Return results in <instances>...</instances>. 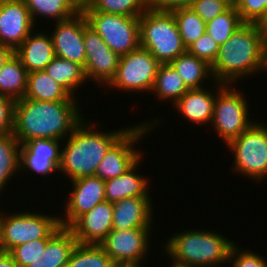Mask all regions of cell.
Here are the masks:
<instances>
[{"mask_svg":"<svg viewBox=\"0 0 267 267\" xmlns=\"http://www.w3.org/2000/svg\"><path fill=\"white\" fill-rule=\"evenodd\" d=\"M79 108L77 101L21 98L15 102L13 135L20 145L32 139L63 141L85 119Z\"/></svg>","mask_w":267,"mask_h":267,"instance_id":"6da1fadb","label":"cell"},{"mask_svg":"<svg viewBox=\"0 0 267 267\" xmlns=\"http://www.w3.org/2000/svg\"><path fill=\"white\" fill-rule=\"evenodd\" d=\"M214 81L235 85L243 78L267 71V48L260 28L243 23L219 48L211 66Z\"/></svg>","mask_w":267,"mask_h":267,"instance_id":"7a4b0ae2","label":"cell"},{"mask_svg":"<svg viewBox=\"0 0 267 267\" xmlns=\"http://www.w3.org/2000/svg\"><path fill=\"white\" fill-rule=\"evenodd\" d=\"M91 119H83L62 142L59 174L74 179L94 176L109 147L129 128L104 132ZM94 125V126H93ZM96 128V129H95ZM95 129V130H94ZM61 172V173H60ZM66 174V175H65Z\"/></svg>","mask_w":267,"mask_h":267,"instance_id":"3957f363","label":"cell"},{"mask_svg":"<svg viewBox=\"0 0 267 267\" xmlns=\"http://www.w3.org/2000/svg\"><path fill=\"white\" fill-rule=\"evenodd\" d=\"M162 246L171 261L190 267H220L229 264L235 244L223 234L210 230H183L167 239Z\"/></svg>","mask_w":267,"mask_h":267,"instance_id":"277c9868","label":"cell"},{"mask_svg":"<svg viewBox=\"0 0 267 267\" xmlns=\"http://www.w3.org/2000/svg\"><path fill=\"white\" fill-rule=\"evenodd\" d=\"M140 47L161 64L171 63L187 51L172 12L152 8L139 17Z\"/></svg>","mask_w":267,"mask_h":267,"instance_id":"5b68a950","label":"cell"},{"mask_svg":"<svg viewBox=\"0 0 267 267\" xmlns=\"http://www.w3.org/2000/svg\"><path fill=\"white\" fill-rule=\"evenodd\" d=\"M33 212L0 211V251L9 252L28 241L51 239L62 228L59 216Z\"/></svg>","mask_w":267,"mask_h":267,"instance_id":"8992f818","label":"cell"},{"mask_svg":"<svg viewBox=\"0 0 267 267\" xmlns=\"http://www.w3.org/2000/svg\"><path fill=\"white\" fill-rule=\"evenodd\" d=\"M258 122L255 121L227 147L234 154L231 170L260 184L267 178V125Z\"/></svg>","mask_w":267,"mask_h":267,"instance_id":"52a82bcc","label":"cell"},{"mask_svg":"<svg viewBox=\"0 0 267 267\" xmlns=\"http://www.w3.org/2000/svg\"><path fill=\"white\" fill-rule=\"evenodd\" d=\"M235 89V85L226 84L216 94L210 124L226 145L255 122L250 120L247 96Z\"/></svg>","mask_w":267,"mask_h":267,"instance_id":"ba28073f","label":"cell"},{"mask_svg":"<svg viewBox=\"0 0 267 267\" xmlns=\"http://www.w3.org/2000/svg\"><path fill=\"white\" fill-rule=\"evenodd\" d=\"M160 121L161 118H154L148 122H140L134 127L133 125L130 126L106 151L105 157L98 165L94 176L107 181L124 174L143 157L144 153L140 149H136L135 145H138V142L146 134L160 125Z\"/></svg>","mask_w":267,"mask_h":267,"instance_id":"9c48e42d","label":"cell"},{"mask_svg":"<svg viewBox=\"0 0 267 267\" xmlns=\"http://www.w3.org/2000/svg\"><path fill=\"white\" fill-rule=\"evenodd\" d=\"M91 26L119 56L140 47L139 17L102 12H83Z\"/></svg>","mask_w":267,"mask_h":267,"instance_id":"30bf717a","label":"cell"},{"mask_svg":"<svg viewBox=\"0 0 267 267\" xmlns=\"http://www.w3.org/2000/svg\"><path fill=\"white\" fill-rule=\"evenodd\" d=\"M160 62L146 49L120 56L115 77L106 86L122 92H150L153 89Z\"/></svg>","mask_w":267,"mask_h":267,"instance_id":"8fae6325","label":"cell"},{"mask_svg":"<svg viewBox=\"0 0 267 267\" xmlns=\"http://www.w3.org/2000/svg\"><path fill=\"white\" fill-rule=\"evenodd\" d=\"M151 231L152 228L112 229L100 245L118 267H143L150 254Z\"/></svg>","mask_w":267,"mask_h":267,"instance_id":"7c38bea8","label":"cell"},{"mask_svg":"<svg viewBox=\"0 0 267 267\" xmlns=\"http://www.w3.org/2000/svg\"><path fill=\"white\" fill-rule=\"evenodd\" d=\"M83 40L86 53L84 65L86 79L87 81L91 79L104 88L115 77L120 56L109 48L88 23L83 27Z\"/></svg>","mask_w":267,"mask_h":267,"instance_id":"4fadbf2b","label":"cell"},{"mask_svg":"<svg viewBox=\"0 0 267 267\" xmlns=\"http://www.w3.org/2000/svg\"><path fill=\"white\" fill-rule=\"evenodd\" d=\"M72 189L65 204L64 217L59 216L62 227L69 228L81 215L89 212L98 203L106 201L105 181L96 176L82 177L70 181Z\"/></svg>","mask_w":267,"mask_h":267,"instance_id":"5bb4252c","label":"cell"},{"mask_svg":"<svg viewBox=\"0 0 267 267\" xmlns=\"http://www.w3.org/2000/svg\"><path fill=\"white\" fill-rule=\"evenodd\" d=\"M50 34L55 55L81 65H85V45L83 27L88 23L85 14L79 11L73 17L55 22Z\"/></svg>","mask_w":267,"mask_h":267,"instance_id":"9a60e30c","label":"cell"},{"mask_svg":"<svg viewBox=\"0 0 267 267\" xmlns=\"http://www.w3.org/2000/svg\"><path fill=\"white\" fill-rule=\"evenodd\" d=\"M28 8L23 0H0V44L14 51L34 30Z\"/></svg>","mask_w":267,"mask_h":267,"instance_id":"2e32d148","label":"cell"},{"mask_svg":"<svg viewBox=\"0 0 267 267\" xmlns=\"http://www.w3.org/2000/svg\"><path fill=\"white\" fill-rule=\"evenodd\" d=\"M112 220V203L103 201L81 215L69 229L78 243L100 245L113 229Z\"/></svg>","mask_w":267,"mask_h":267,"instance_id":"e0dca14e","label":"cell"},{"mask_svg":"<svg viewBox=\"0 0 267 267\" xmlns=\"http://www.w3.org/2000/svg\"><path fill=\"white\" fill-rule=\"evenodd\" d=\"M216 85L217 92L208 87L200 89H189L174 105L175 110L187 119L190 123L204 125L211 124L213 118V109L215 97L226 84L220 82H213Z\"/></svg>","mask_w":267,"mask_h":267,"instance_id":"ac0fdd59","label":"cell"},{"mask_svg":"<svg viewBox=\"0 0 267 267\" xmlns=\"http://www.w3.org/2000/svg\"><path fill=\"white\" fill-rule=\"evenodd\" d=\"M151 196L125 198L112 203L113 229L153 228V205Z\"/></svg>","mask_w":267,"mask_h":267,"instance_id":"d6986e66","label":"cell"},{"mask_svg":"<svg viewBox=\"0 0 267 267\" xmlns=\"http://www.w3.org/2000/svg\"><path fill=\"white\" fill-rule=\"evenodd\" d=\"M32 31L14 51L28 73L43 71L56 57L51 36Z\"/></svg>","mask_w":267,"mask_h":267,"instance_id":"ffe728a7","label":"cell"},{"mask_svg":"<svg viewBox=\"0 0 267 267\" xmlns=\"http://www.w3.org/2000/svg\"><path fill=\"white\" fill-rule=\"evenodd\" d=\"M142 157L124 174L105 181L106 201L115 203L125 198L150 196V178L140 176L137 168L142 162Z\"/></svg>","mask_w":267,"mask_h":267,"instance_id":"44dd1931","label":"cell"},{"mask_svg":"<svg viewBox=\"0 0 267 267\" xmlns=\"http://www.w3.org/2000/svg\"><path fill=\"white\" fill-rule=\"evenodd\" d=\"M78 241L69 228L62 227L41 253L26 267H66Z\"/></svg>","mask_w":267,"mask_h":267,"instance_id":"7402d4cb","label":"cell"},{"mask_svg":"<svg viewBox=\"0 0 267 267\" xmlns=\"http://www.w3.org/2000/svg\"><path fill=\"white\" fill-rule=\"evenodd\" d=\"M24 98L51 102L78 101L44 70L28 73Z\"/></svg>","mask_w":267,"mask_h":267,"instance_id":"603a6c76","label":"cell"},{"mask_svg":"<svg viewBox=\"0 0 267 267\" xmlns=\"http://www.w3.org/2000/svg\"><path fill=\"white\" fill-rule=\"evenodd\" d=\"M183 79L188 89H200L205 87L203 82L207 79L213 80L211 65L197 58L188 51L179 55L170 63Z\"/></svg>","mask_w":267,"mask_h":267,"instance_id":"cb8c5ba5","label":"cell"},{"mask_svg":"<svg viewBox=\"0 0 267 267\" xmlns=\"http://www.w3.org/2000/svg\"><path fill=\"white\" fill-rule=\"evenodd\" d=\"M44 71L62 86L73 98H77V89L88 83L84 68L70 60L55 57ZM75 94V95H74Z\"/></svg>","mask_w":267,"mask_h":267,"instance_id":"d4e9b609","label":"cell"},{"mask_svg":"<svg viewBox=\"0 0 267 267\" xmlns=\"http://www.w3.org/2000/svg\"><path fill=\"white\" fill-rule=\"evenodd\" d=\"M28 72L20 59L13 54L0 70V95L15 101L24 98Z\"/></svg>","mask_w":267,"mask_h":267,"instance_id":"484cf974","label":"cell"},{"mask_svg":"<svg viewBox=\"0 0 267 267\" xmlns=\"http://www.w3.org/2000/svg\"><path fill=\"white\" fill-rule=\"evenodd\" d=\"M188 90L183 79L170 63L160 64L151 91L159 101L171 100L174 105Z\"/></svg>","mask_w":267,"mask_h":267,"instance_id":"4316f807","label":"cell"},{"mask_svg":"<svg viewBox=\"0 0 267 267\" xmlns=\"http://www.w3.org/2000/svg\"><path fill=\"white\" fill-rule=\"evenodd\" d=\"M31 19L36 25L37 17L55 19L56 22L69 19L81 11L72 0H23Z\"/></svg>","mask_w":267,"mask_h":267,"instance_id":"83f0119b","label":"cell"},{"mask_svg":"<svg viewBox=\"0 0 267 267\" xmlns=\"http://www.w3.org/2000/svg\"><path fill=\"white\" fill-rule=\"evenodd\" d=\"M19 164L20 144L13 133L0 135V197L8 181L20 173Z\"/></svg>","mask_w":267,"mask_h":267,"instance_id":"f1b7e54d","label":"cell"},{"mask_svg":"<svg viewBox=\"0 0 267 267\" xmlns=\"http://www.w3.org/2000/svg\"><path fill=\"white\" fill-rule=\"evenodd\" d=\"M151 8V0H92L82 12H102L140 17Z\"/></svg>","mask_w":267,"mask_h":267,"instance_id":"f546056e","label":"cell"},{"mask_svg":"<svg viewBox=\"0 0 267 267\" xmlns=\"http://www.w3.org/2000/svg\"><path fill=\"white\" fill-rule=\"evenodd\" d=\"M66 267H118L101 245L78 243Z\"/></svg>","mask_w":267,"mask_h":267,"instance_id":"4dcf8cb0","label":"cell"},{"mask_svg":"<svg viewBox=\"0 0 267 267\" xmlns=\"http://www.w3.org/2000/svg\"><path fill=\"white\" fill-rule=\"evenodd\" d=\"M179 34L186 48L206 31V22L190 7L172 11Z\"/></svg>","mask_w":267,"mask_h":267,"instance_id":"1f68e13d","label":"cell"},{"mask_svg":"<svg viewBox=\"0 0 267 267\" xmlns=\"http://www.w3.org/2000/svg\"><path fill=\"white\" fill-rule=\"evenodd\" d=\"M243 22L234 4L206 23V31L219 45L224 44Z\"/></svg>","mask_w":267,"mask_h":267,"instance_id":"d6a6232c","label":"cell"},{"mask_svg":"<svg viewBox=\"0 0 267 267\" xmlns=\"http://www.w3.org/2000/svg\"><path fill=\"white\" fill-rule=\"evenodd\" d=\"M20 173L30 171L40 174L41 176H51L55 174L56 171L59 172V168L49 159L34 157V155L23 145H20V164H19ZM54 172V173H53Z\"/></svg>","mask_w":267,"mask_h":267,"instance_id":"836d02e7","label":"cell"},{"mask_svg":"<svg viewBox=\"0 0 267 267\" xmlns=\"http://www.w3.org/2000/svg\"><path fill=\"white\" fill-rule=\"evenodd\" d=\"M61 140L56 139H32L23 145L34 155V157L47 158L58 168L61 165L62 147Z\"/></svg>","mask_w":267,"mask_h":267,"instance_id":"e575fe53","label":"cell"},{"mask_svg":"<svg viewBox=\"0 0 267 267\" xmlns=\"http://www.w3.org/2000/svg\"><path fill=\"white\" fill-rule=\"evenodd\" d=\"M49 240L50 239H37L28 241L12 248L9 253L18 267H26L32 263L41 251H44Z\"/></svg>","mask_w":267,"mask_h":267,"instance_id":"d590c367","label":"cell"},{"mask_svg":"<svg viewBox=\"0 0 267 267\" xmlns=\"http://www.w3.org/2000/svg\"><path fill=\"white\" fill-rule=\"evenodd\" d=\"M233 4L243 23L258 24L267 12V0H236Z\"/></svg>","mask_w":267,"mask_h":267,"instance_id":"8d00e7d4","label":"cell"},{"mask_svg":"<svg viewBox=\"0 0 267 267\" xmlns=\"http://www.w3.org/2000/svg\"><path fill=\"white\" fill-rule=\"evenodd\" d=\"M219 48L220 45L205 32L187 48V51L212 66L218 57Z\"/></svg>","mask_w":267,"mask_h":267,"instance_id":"74e56055","label":"cell"},{"mask_svg":"<svg viewBox=\"0 0 267 267\" xmlns=\"http://www.w3.org/2000/svg\"><path fill=\"white\" fill-rule=\"evenodd\" d=\"M232 4L230 0H195L190 8L207 23L225 12Z\"/></svg>","mask_w":267,"mask_h":267,"instance_id":"f35d334b","label":"cell"},{"mask_svg":"<svg viewBox=\"0 0 267 267\" xmlns=\"http://www.w3.org/2000/svg\"><path fill=\"white\" fill-rule=\"evenodd\" d=\"M229 263H232L233 267H267V260L260 253L258 255L254 250L251 251L246 248L242 250L241 247L236 246V243L231 249Z\"/></svg>","mask_w":267,"mask_h":267,"instance_id":"ab89813d","label":"cell"},{"mask_svg":"<svg viewBox=\"0 0 267 267\" xmlns=\"http://www.w3.org/2000/svg\"><path fill=\"white\" fill-rule=\"evenodd\" d=\"M15 102L0 95V135L13 133Z\"/></svg>","mask_w":267,"mask_h":267,"instance_id":"60d3db41","label":"cell"},{"mask_svg":"<svg viewBox=\"0 0 267 267\" xmlns=\"http://www.w3.org/2000/svg\"><path fill=\"white\" fill-rule=\"evenodd\" d=\"M195 0H151V8L156 11L172 12L179 8L190 7Z\"/></svg>","mask_w":267,"mask_h":267,"instance_id":"b9f144b4","label":"cell"},{"mask_svg":"<svg viewBox=\"0 0 267 267\" xmlns=\"http://www.w3.org/2000/svg\"><path fill=\"white\" fill-rule=\"evenodd\" d=\"M13 54L14 50L12 48L0 44V70Z\"/></svg>","mask_w":267,"mask_h":267,"instance_id":"7bdbcfd3","label":"cell"},{"mask_svg":"<svg viewBox=\"0 0 267 267\" xmlns=\"http://www.w3.org/2000/svg\"><path fill=\"white\" fill-rule=\"evenodd\" d=\"M0 267H18L9 252L0 251Z\"/></svg>","mask_w":267,"mask_h":267,"instance_id":"ee69618b","label":"cell"},{"mask_svg":"<svg viewBox=\"0 0 267 267\" xmlns=\"http://www.w3.org/2000/svg\"><path fill=\"white\" fill-rule=\"evenodd\" d=\"M265 46L267 48V12L265 17L258 23Z\"/></svg>","mask_w":267,"mask_h":267,"instance_id":"f6af8a7d","label":"cell"},{"mask_svg":"<svg viewBox=\"0 0 267 267\" xmlns=\"http://www.w3.org/2000/svg\"><path fill=\"white\" fill-rule=\"evenodd\" d=\"M73 3L80 9L82 10L84 7H87V5L92 1V0H72Z\"/></svg>","mask_w":267,"mask_h":267,"instance_id":"bcb514c9","label":"cell"},{"mask_svg":"<svg viewBox=\"0 0 267 267\" xmlns=\"http://www.w3.org/2000/svg\"><path fill=\"white\" fill-rule=\"evenodd\" d=\"M171 262H173V264L169 265V267H190V266L185 265V264H180V263H178L176 261H171Z\"/></svg>","mask_w":267,"mask_h":267,"instance_id":"7dc6e473","label":"cell"}]
</instances>
